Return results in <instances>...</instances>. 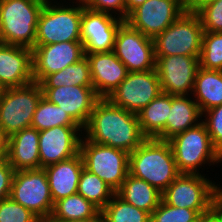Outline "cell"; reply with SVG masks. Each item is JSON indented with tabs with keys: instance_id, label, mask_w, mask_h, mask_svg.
<instances>
[{
	"instance_id": "6da1fadb",
	"label": "cell",
	"mask_w": 222,
	"mask_h": 222,
	"mask_svg": "<svg viewBox=\"0 0 222 222\" xmlns=\"http://www.w3.org/2000/svg\"><path fill=\"white\" fill-rule=\"evenodd\" d=\"M83 131L85 139L129 154L147 139L141 131L138 114L117 107L108 98L96 101Z\"/></svg>"
},
{
	"instance_id": "7a4b0ae2",
	"label": "cell",
	"mask_w": 222,
	"mask_h": 222,
	"mask_svg": "<svg viewBox=\"0 0 222 222\" xmlns=\"http://www.w3.org/2000/svg\"><path fill=\"white\" fill-rule=\"evenodd\" d=\"M129 174L162 193L180 174L169 142L147 138L129 154Z\"/></svg>"
},
{
	"instance_id": "3957f363",
	"label": "cell",
	"mask_w": 222,
	"mask_h": 222,
	"mask_svg": "<svg viewBox=\"0 0 222 222\" xmlns=\"http://www.w3.org/2000/svg\"><path fill=\"white\" fill-rule=\"evenodd\" d=\"M60 1L46 0L38 17L35 45L81 41L84 3L81 0H68L72 2L69 4L66 0Z\"/></svg>"
},
{
	"instance_id": "277c9868",
	"label": "cell",
	"mask_w": 222,
	"mask_h": 222,
	"mask_svg": "<svg viewBox=\"0 0 222 222\" xmlns=\"http://www.w3.org/2000/svg\"><path fill=\"white\" fill-rule=\"evenodd\" d=\"M168 142L180 173L201 174L200 168L222 163L203 122L174 135Z\"/></svg>"
},
{
	"instance_id": "5b68a950",
	"label": "cell",
	"mask_w": 222,
	"mask_h": 222,
	"mask_svg": "<svg viewBox=\"0 0 222 222\" xmlns=\"http://www.w3.org/2000/svg\"><path fill=\"white\" fill-rule=\"evenodd\" d=\"M46 0H0L2 43L33 49Z\"/></svg>"
},
{
	"instance_id": "8992f818",
	"label": "cell",
	"mask_w": 222,
	"mask_h": 222,
	"mask_svg": "<svg viewBox=\"0 0 222 222\" xmlns=\"http://www.w3.org/2000/svg\"><path fill=\"white\" fill-rule=\"evenodd\" d=\"M203 32L198 14L184 11L176 21L153 39L155 59L170 55L200 58Z\"/></svg>"
},
{
	"instance_id": "52a82bcc",
	"label": "cell",
	"mask_w": 222,
	"mask_h": 222,
	"mask_svg": "<svg viewBox=\"0 0 222 222\" xmlns=\"http://www.w3.org/2000/svg\"><path fill=\"white\" fill-rule=\"evenodd\" d=\"M42 97L43 92L37 82L6 88L0 96V128L7 138L31 127L33 115Z\"/></svg>"
},
{
	"instance_id": "ba28073f",
	"label": "cell",
	"mask_w": 222,
	"mask_h": 222,
	"mask_svg": "<svg viewBox=\"0 0 222 222\" xmlns=\"http://www.w3.org/2000/svg\"><path fill=\"white\" fill-rule=\"evenodd\" d=\"M207 178L206 174L180 173L162 192L161 199L172 207L206 214L211 211L216 200V182Z\"/></svg>"
},
{
	"instance_id": "9c48e42d",
	"label": "cell",
	"mask_w": 222,
	"mask_h": 222,
	"mask_svg": "<svg viewBox=\"0 0 222 222\" xmlns=\"http://www.w3.org/2000/svg\"><path fill=\"white\" fill-rule=\"evenodd\" d=\"M83 165L117 192L129 174V153L96 144L82 137L79 151Z\"/></svg>"
},
{
	"instance_id": "30bf717a",
	"label": "cell",
	"mask_w": 222,
	"mask_h": 222,
	"mask_svg": "<svg viewBox=\"0 0 222 222\" xmlns=\"http://www.w3.org/2000/svg\"><path fill=\"white\" fill-rule=\"evenodd\" d=\"M9 197L38 217L50 215L54 206L44 168L15 171Z\"/></svg>"
},
{
	"instance_id": "8fae6325",
	"label": "cell",
	"mask_w": 222,
	"mask_h": 222,
	"mask_svg": "<svg viewBox=\"0 0 222 222\" xmlns=\"http://www.w3.org/2000/svg\"><path fill=\"white\" fill-rule=\"evenodd\" d=\"M161 92L160 80L156 70L153 69L129 72L107 98L117 107L138 114Z\"/></svg>"
},
{
	"instance_id": "7c38bea8",
	"label": "cell",
	"mask_w": 222,
	"mask_h": 222,
	"mask_svg": "<svg viewBox=\"0 0 222 222\" xmlns=\"http://www.w3.org/2000/svg\"><path fill=\"white\" fill-rule=\"evenodd\" d=\"M113 52L129 72H144L155 69L153 39L133 29L125 21L116 32Z\"/></svg>"
},
{
	"instance_id": "4fadbf2b",
	"label": "cell",
	"mask_w": 222,
	"mask_h": 222,
	"mask_svg": "<svg viewBox=\"0 0 222 222\" xmlns=\"http://www.w3.org/2000/svg\"><path fill=\"white\" fill-rule=\"evenodd\" d=\"M186 11L181 0H146L124 20L130 27L154 39Z\"/></svg>"
},
{
	"instance_id": "5bb4252c",
	"label": "cell",
	"mask_w": 222,
	"mask_h": 222,
	"mask_svg": "<svg viewBox=\"0 0 222 222\" xmlns=\"http://www.w3.org/2000/svg\"><path fill=\"white\" fill-rule=\"evenodd\" d=\"M199 58L195 56L170 55L156 59L155 70L161 91L170 95H192Z\"/></svg>"
},
{
	"instance_id": "9a60e30c",
	"label": "cell",
	"mask_w": 222,
	"mask_h": 222,
	"mask_svg": "<svg viewBox=\"0 0 222 222\" xmlns=\"http://www.w3.org/2000/svg\"><path fill=\"white\" fill-rule=\"evenodd\" d=\"M123 22L118 16L84 7L80 30L85 54L113 51L116 32Z\"/></svg>"
},
{
	"instance_id": "2e32d148",
	"label": "cell",
	"mask_w": 222,
	"mask_h": 222,
	"mask_svg": "<svg viewBox=\"0 0 222 222\" xmlns=\"http://www.w3.org/2000/svg\"><path fill=\"white\" fill-rule=\"evenodd\" d=\"M84 57L81 41L35 45L32 49L33 80L39 83L45 76L61 71Z\"/></svg>"
},
{
	"instance_id": "e0dca14e",
	"label": "cell",
	"mask_w": 222,
	"mask_h": 222,
	"mask_svg": "<svg viewBox=\"0 0 222 222\" xmlns=\"http://www.w3.org/2000/svg\"><path fill=\"white\" fill-rule=\"evenodd\" d=\"M80 126H56L39 131L41 168L76 156L83 137Z\"/></svg>"
},
{
	"instance_id": "ac0fdd59",
	"label": "cell",
	"mask_w": 222,
	"mask_h": 222,
	"mask_svg": "<svg viewBox=\"0 0 222 222\" xmlns=\"http://www.w3.org/2000/svg\"><path fill=\"white\" fill-rule=\"evenodd\" d=\"M43 97L50 103L58 105L83 129L99 97L93 86H61L41 88Z\"/></svg>"
},
{
	"instance_id": "d6986e66",
	"label": "cell",
	"mask_w": 222,
	"mask_h": 222,
	"mask_svg": "<svg viewBox=\"0 0 222 222\" xmlns=\"http://www.w3.org/2000/svg\"><path fill=\"white\" fill-rule=\"evenodd\" d=\"M0 81L5 88L22 87L34 82L31 48L0 44Z\"/></svg>"
},
{
	"instance_id": "ffe728a7",
	"label": "cell",
	"mask_w": 222,
	"mask_h": 222,
	"mask_svg": "<svg viewBox=\"0 0 222 222\" xmlns=\"http://www.w3.org/2000/svg\"><path fill=\"white\" fill-rule=\"evenodd\" d=\"M90 65L93 89L99 98H107L127 77L129 71L113 51L85 54Z\"/></svg>"
},
{
	"instance_id": "44dd1931",
	"label": "cell",
	"mask_w": 222,
	"mask_h": 222,
	"mask_svg": "<svg viewBox=\"0 0 222 222\" xmlns=\"http://www.w3.org/2000/svg\"><path fill=\"white\" fill-rule=\"evenodd\" d=\"M6 158L14 171L40 169L39 131L27 127L10 136Z\"/></svg>"
},
{
	"instance_id": "7402d4cb",
	"label": "cell",
	"mask_w": 222,
	"mask_h": 222,
	"mask_svg": "<svg viewBox=\"0 0 222 222\" xmlns=\"http://www.w3.org/2000/svg\"><path fill=\"white\" fill-rule=\"evenodd\" d=\"M83 168L80 153L67 160L44 167L54 203L77 193Z\"/></svg>"
},
{
	"instance_id": "603a6c76",
	"label": "cell",
	"mask_w": 222,
	"mask_h": 222,
	"mask_svg": "<svg viewBox=\"0 0 222 222\" xmlns=\"http://www.w3.org/2000/svg\"><path fill=\"white\" fill-rule=\"evenodd\" d=\"M202 112L190 95H171V109L164 131L156 138L168 141L174 135L202 122Z\"/></svg>"
},
{
	"instance_id": "cb8c5ba5",
	"label": "cell",
	"mask_w": 222,
	"mask_h": 222,
	"mask_svg": "<svg viewBox=\"0 0 222 222\" xmlns=\"http://www.w3.org/2000/svg\"><path fill=\"white\" fill-rule=\"evenodd\" d=\"M192 94L202 113L222 105V71L199 67Z\"/></svg>"
},
{
	"instance_id": "d4e9b609",
	"label": "cell",
	"mask_w": 222,
	"mask_h": 222,
	"mask_svg": "<svg viewBox=\"0 0 222 222\" xmlns=\"http://www.w3.org/2000/svg\"><path fill=\"white\" fill-rule=\"evenodd\" d=\"M116 194L125 202L151 214L159 205L162 193L145 180L130 174Z\"/></svg>"
},
{
	"instance_id": "484cf974",
	"label": "cell",
	"mask_w": 222,
	"mask_h": 222,
	"mask_svg": "<svg viewBox=\"0 0 222 222\" xmlns=\"http://www.w3.org/2000/svg\"><path fill=\"white\" fill-rule=\"evenodd\" d=\"M171 95L161 92L139 113V125L146 138H157L166 127Z\"/></svg>"
},
{
	"instance_id": "4316f807",
	"label": "cell",
	"mask_w": 222,
	"mask_h": 222,
	"mask_svg": "<svg viewBox=\"0 0 222 222\" xmlns=\"http://www.w3.org/2000/svg\"><path fill=\"white\" fill-rule=\"evenodd\" d=\"M41 88H57L61 86H93L90 65L86 56L61 71L45 76L39 82Z\"/></svg>"
},
{
	"instance_id": "83f0119b",
	"label": "cell",
	"mask_w": 222,
	"mask_h": 222,
	"mask_svg": "<svg viewBox=\"0 0 222 222\" xmlns=\"http://www.w3.org/2000/svg\"><path fill=\"white\" fill-rule=\"evenodd\" d=\"M99 211L91 202L76 193L56 201L51 214L67 222L94 217Z\"/></svg>"
},
{
	"instance_id": "f1b7e54d",
	"label": "cell",
	"mask_w": 222,
	"mask_h": 222,
	"mask_svg": "<svg viewBox=\"0 0 222 222\" xmlns=\"http://www.w3.org/2000/svg\"><path fill=\"white\" fill-rule=\"evenodd\" d=\"M77 193L91 202L100 211L106 206L116 192L97 175L83 168L78 182Z\"/></svg>"
},
{
	"instance_id": "f546056e",
	"label": "cell",
	"mask_w": 222,
	"mask_h": 222,
	"mask_svg": "<svg viewBox=\"0 0 222 222\" xmlns=\"http://www.w3.org/2000/svg\"><path fill=\"white\" fill-rule=\"evenodd\" d=\"M56 126H79L71 116L58 105L42 97L33 115L31 127L42 131Z\"/></svg>"
},
{
	"instance_id": "4dcf8cb0",
	"label": "cell",
	"mask_w": 222,
	"mask_h": 222,
	"mask_svg": "<svg viewBox=\"0 0 222 222\" xmlns=\"http://www.w3.org/2000/svg\"><path fill=\"white\" fill-rule=\"evenodd\" d=\"M103 222H150V214L115 194L101 210Z\"/></svg>"
},
{
	"instance_id": "1f68e13d",
	"label": "cell",
	"mask_w": 222,
	"mask_h": 222,
	"mask_svg": "<svg viewBox=\"0 0 222 222\" xmlns=\"http://www.w3.org/2000/svg\"><path fill=\"white\" fill-rule=\"evenodd\" d=\"M200 67L222 71V32H203Z\"/></svg>"
},
{
	"instance_id": "d6a6232c",
	"label": "cell",
	"mask_w": 222,
	"mask_h": 222,
	"mask_svg": "<svg viewBox=\"0 0 222 222\" xmlns=\"http://www.w3.org/2000/svg\"><path fill=\"white\" fill-rule=\"evenodd\" d=\"M200 214L196 210L172 207L162 199L150 214V222H198Z\"/></svg>"
},
{
	"instance_id": "836d02e7",
	"label": "cell",
	"mask_w": 222,
	"mask_h": 222,
	"mask_svg": "<svg viewBox=\"0 0 222 222\" xmlns=\"http://www.w3.org/2000/svg\"><path fill=\"white\" fill-rule=\"evenodd\" d=\"M198 14L204 32H222V0H213L201 6Z\"/></svg>"
},
{
	"instance_id": "e575fe53",
	"label": "cell",
	"mask_w": 222,
	"mask_h": 222,
	"mask_svg": "<svg viewBox=\"0 0 222 222\" xmlns=\"http://www.w3.org/2000/svg\"><path fill=\"white\" fill-rule=\"evenodd\" d=\"M38 216L10 197L0 201V222H37Z\"/></svg>"
},
{
	"instance_id": "d590c367",
	"label": "cell",
	"mask_w": 222,
	"mask_h": 222,
	"mask_svg": "<svg viewBox=\"0 0 222 222\" xmlns=\"http://www.w3.org/2000/svg\"><path fill=\"white\" fill-rule=\"evenodd\" d=\"M202 122L210 135L214 148L222 156V105L213 107L202 113Z\"/></svg>"
},
{
	"instance_id": "8d00e7d4",
	"label": "cell",
	"mask_w": 222,
	"mask_h": 222,
	"mask_svg": "<svg viewBox=\"0 0 222 222\" xmlns=\"http://www.w3.org/2000/svg\"><path fill=\"white\" fill-rule=\"evenodd\" d=\"M84 6L99 12L118 15V18L126 19L125 0H81ZM118 12V13H117Z\"/></svg>"
},
{
	"instance_id": "74e56055",
	"label": "cell",
	"mask_w": 222,
	"mask_h": 222,
	"mask_svg": "<svg viewBox=\"0 0 222 222\" xmlns=\"http://www.w3.org/2000/svg\"><path fill=\"white\" fill-rule=\"evenodd\" d=\"M14 169L6 157L0 161V201L10 196Z\"/></svg>"
},
{
	"instance_id": "f35d334b",
	"label": "cell",
	"mask_w": 222,
	"mask_h": 222,
	"mask_svg": "<svg viewBox=\"0 0 222 222\" xmlns=\"http://www.w3.org/2000/svg\"><path fill=\"white\" fill-rule=\"evenodd\" d=\"M213 0H187L184 3V7L186 11H193L196 12L201 6L209 3Z\"/></svg>"
},
{
	"instance_id": "ab89813d",
	"label": "cell",
	"mask_w": 222,
	"mask_h": 222,
	"mask_svg": "<svg viewBox=\"0 0 222 222\" xmlns=\"http://www.w3.org/2000/svg\"><path fill=\"white\" fill-rule=\"evenodd\" d=\"M146 0H125V6H126V18L127 15L133 11L135 8L143 4Z\"/></svg>"
},
{
	"instance_id": "60d3db41",
	"label": "cell",
	"mask_w": 222,
	"mask_h": 222,
	"mask_svg": "<svg viewBox=\"0 0 222 222\" xmlns=\"http://www.w3.org/2000/svg\"><path fill=\"white\" fill-rule=\"evenodd\" d=\"M7 143H8V138L4 135V132L0 128V154L3 157H6L7 155Z\"/></svg>"
},
{
	"instance_id": "b9f144b4",
	"label": "cell",
	"mask_w": 222,
	"mask_h": 222,
	"mask_svg": "<svg viewBox=\"0 0 222 222\" xmlns=\"http://www.w3.org/2000/svg\"><path fill=\"white\" fill-rule=\"evenodd\" d=\"M198 222H221L220 219L212 212L200 216Z\"/></svg>"
},
{
	"instance_id": "7bdbcfd3",
	"label": "cell",
	"mask_w": 222,
	"mask_h": 222,
	"mask_svg": "<svg viewBox=\"0 0 222 222\" xmlns=\"http://www.w3.org/2000/svg\"><path fill=\"white\" fill-rule=\"evenodd\" d=\"M67 222H103L102 212L99 211L94 217L83 220H71Z\"/></svg>"
},
{
	"instance_id": "ee69618b",
	"label": "cell",
	"mask_w": 222,
	"mask_h": 222,
	"mask_svg": "<svg viewBox=\"0 0 222 222\" xmlns=\"http://www.w3.org/2000/svg\"><path fill=\"white\" fill-rule=\"evenodd\" d=\"M211 211L220 219V221L222 222V205L215 200L213 205H212V209Z\"/></svg>"
},
{
	"instance_id": "f6af8a7d",
	"label": "cell",
	"mask_w": 222,
	"mask_h": 222,
	"mask_svg": "<svg viewBox=\"0 0 222 222\" xmlns=\"http://www.w3.org/2000/svg\"><path fill=\"white\" fill-rule=\"evenodd\" d=\"M37 222H66L54 217L52 214L38 217Z\"/></svg>"
},
{
	"instance_id": "bcb514c9",
	"label": "cell",
	"mask_w": 222,
	"mask_h": 222,
	"mask_svg": "<svg viewBox=\"0 0 222 222\" xmlns=\"http://www.w3.org/2000/svg\"><path fill=\"white\" fill-rule=\"evenodd\" d=\"M216 200L222 205V185L216 184Z\"/></svg>"
},
{
	"instance_id": "7dc6e473",
	"label": "cell",
	"mask_w": 222,
	"mask_h": 222,
	"mask_svg": "<svg viewBox=\"0 0 222 222\" xmlns=\"http://www.w3.org/2000/svg\"><path fill=\"white\" fill-rule=\"evenodd\" d=\"M5 90H6V88L4 87V85L0 81V96L5 92Z\"/></svg>"
},
{
	"instance_id": "c3c4849f",
	"label": "cell",
	"mask_w": 222,
	"mask_h": 222,
	"mask_svg": "<svg viewBox=\"0 0 222 222\" xmlns=\"http://www.w3.org/2000/svg\"><path fill=\"white\" fill-rule=\"evenodd\" d=\"M0 44H2L1 19H0Z\"/></svg>"
},
{
	"instance_id": "681fc988",
	"label": "cell",
	"mask_w": 222,
	"mask_h": 222,
	"mask_svg": "<svg viewBox=\"0 0 222 222\" xmlns=\"http://www.w3.org/2000/svg\"><path fill=\"white\" fill-rule=\"evenodd\" d=\"M4 157L0 154V161L3 159Z\"/></svg>"
}]
</instances>
